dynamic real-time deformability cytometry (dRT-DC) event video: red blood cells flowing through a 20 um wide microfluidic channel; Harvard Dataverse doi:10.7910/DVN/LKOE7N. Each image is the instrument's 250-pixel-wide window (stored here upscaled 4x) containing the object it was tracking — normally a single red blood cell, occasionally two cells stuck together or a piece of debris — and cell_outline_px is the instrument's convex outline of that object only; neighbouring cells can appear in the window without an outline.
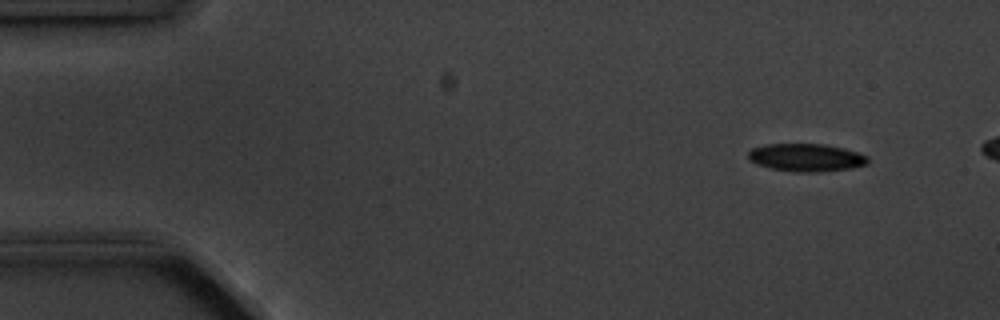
{"species": "common noctule bat (a hibernating species)", "species_latin": "Nyctalus noctula", "temperature_condition": "cold", "stored_images_in_passage": 4, "camera_frame_rate_fps": 3000, "um_per_image_px": 0.085, "animal": {"sex": "male", "body_mass_g": 20.1, "forearm_length_mm": 53.5}, "frame": {"image": 1, "passage_image": 1, "time_ms": 0.0, "image_size_px": [1000, 320], "cell_outline_px": [[868, 164], [852, 168], [820, 172], [796, 172], [768, 168], [756, 164], [748, 160], [748, 152], [752, 148], [764, 144], [824, 144], [844, 148], [868, 156]], "centroid_in_image_um": [68.5, 13.39], "position_along_channel_um": 16.5, "area_um2": 19.59}}